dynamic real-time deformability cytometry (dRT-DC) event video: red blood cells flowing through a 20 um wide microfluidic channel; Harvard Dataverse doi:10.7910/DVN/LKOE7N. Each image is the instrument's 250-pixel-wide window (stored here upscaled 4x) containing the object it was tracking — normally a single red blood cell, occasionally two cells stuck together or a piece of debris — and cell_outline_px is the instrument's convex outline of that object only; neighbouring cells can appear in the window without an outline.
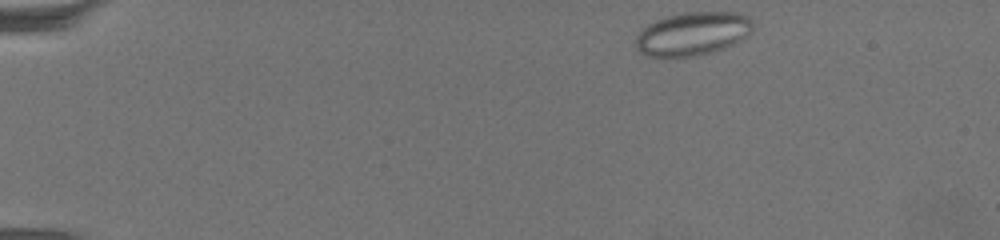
{"species": "common noctule bat (a hibernating species)", "species_latin": "Nyctalus noctula", "temperature_condition": "warm", "stored_images_in_passage": 57, "camera_frame_rate_fps": 3000, "um_per_image_px": 0.085, "animal": {"sex": "female", "body_mass_g": 19.5, "forearm_length_mm": 54.1}, "frame": {"image": 1, "passage_image": 1, "time_ms": 0.0, "image_size_px": [1000, 240], "cell_outline_px": [[752, 32], [748, 36], [724, 48], [712, 52], [696, 56], [648, 56], [640, 52], [636, 48], [636, 36], [648, 24], [656, 20], [668, 16], [684, 12], [740, 12], [748, 16], [752, 20]], "centroid_in_image_um": [58.91, 2.85], "position_along_channel_um": 26.1, "area_um2": 29.59}}
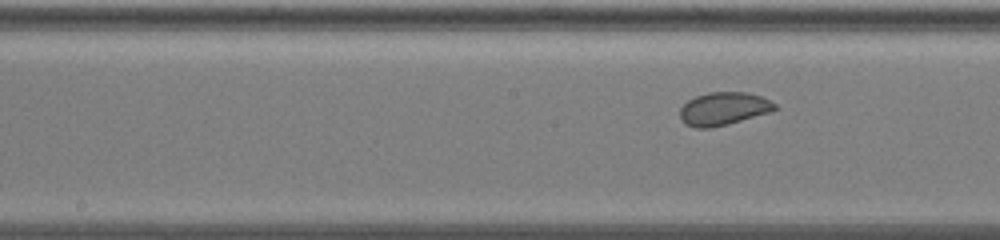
{"frame": {"image": 2, "passage_image": 26, "time_ms": 8.333, "image_size_px": [1000, 240], "cell_outline_px": [[780, 108], [772, 112], [728, 124], [712, 128], [696, 128], [684, 124], [680, 120], [680, 108], [688, 100], [696, 96], [708, 92], [748, 92], [760, 96], [776, 104]], "centroid_in_image_um": [61.51, 9.25], "position_along_channel_um": 186.7, "area_um2": 18.5}}
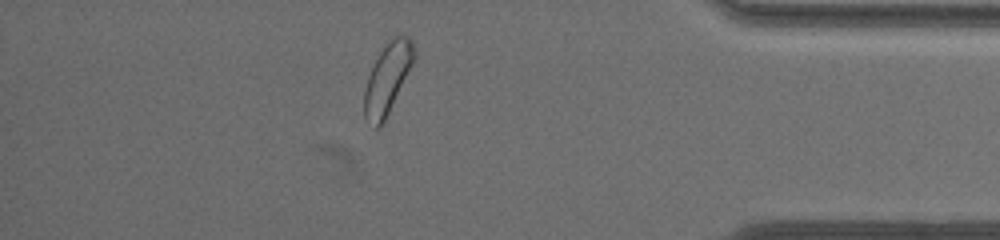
{"frame": {"image": 3, "passage_image": 49, "time_ms": 16.0, "image_size_px": [1000, 240], "cell_outline_px": [[416, 60], [380, 128], [376, 128], [364, 116], [364, 92], [368, 76], [384, 44], [392, 36], [408, 36], [412, 40], [416, 52]], "centroid_in_image_um": [32.97, 6.62], "position_along_channel_um": 402.2, "area_um2": 20.46}, "authors_computed_cell_mechanics": {"area_um2": 20.4612, "velocity_mm_per_s": 3.1835, "shape_relaxation_time_tau1_ms": null, "shape_relaxation_time_tau2_ms": 1.7955, "deformation_change_tau1": null, "deformation_change_tau2": 0.0651}}